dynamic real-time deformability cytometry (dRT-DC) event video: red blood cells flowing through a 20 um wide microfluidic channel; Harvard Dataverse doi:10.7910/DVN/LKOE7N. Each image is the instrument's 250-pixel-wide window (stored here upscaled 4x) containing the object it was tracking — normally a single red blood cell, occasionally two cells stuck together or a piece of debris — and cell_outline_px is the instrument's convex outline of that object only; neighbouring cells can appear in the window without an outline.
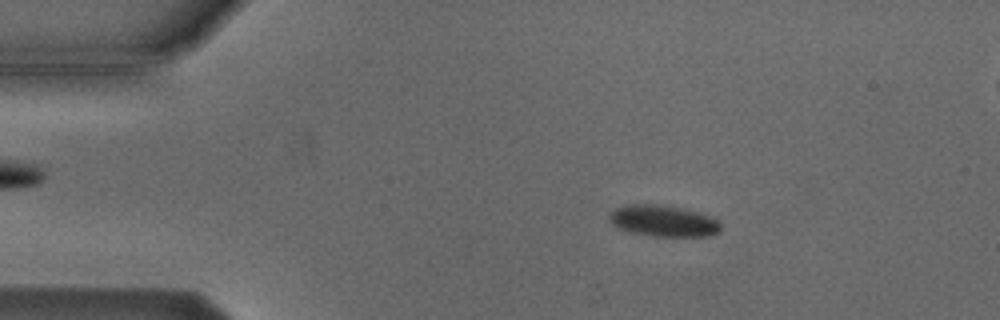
{"species": "Egyptian fruit bat (a non-hibernating species)", "species_latin": "Rousettus aegyptiacus", "temperature_condition": "cold", "stored_images_in_passage": 7, "camera_frame_rate_fps": 3000, "um_per_image_px": 0.085, "animal": {"sex": "male"}, "frame": {"image": 1, "passage_image": 2, "time_ms": 1.0, "image_size_px": [1000, 320], "cell_outline_px": [[720, 232], [708, 236], [652, 236], [632, 232], [616, 228], [608, 220], [608, 216], [616, 208], [628, 204], [656, 204], [680, 208], [696, 212], [708, 216], [716, 220], [720, 224]], "centroid_in_image_um": [56.33, 18.78], "position_along_channel_um": 28.7, "area_um2": 20.17}}
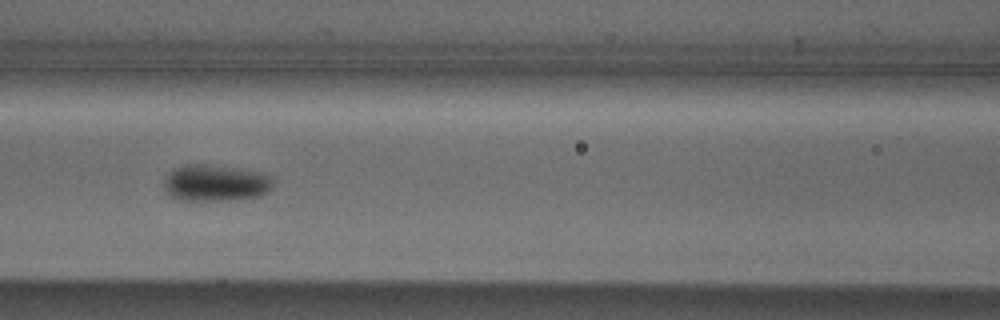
{"frame": {"image": 2, "passage_image": 6, "time_ms": 5.667, "image_size_px": [1000, 320], "cell_outline_px": [[272, 184], [268, 192], [260, 196], [228, 200], [180, 200], [168, 196], [164, 188], [164, 180], [168, 172], [172, 168], [184, 164], [216, 164], [240, 168], [260, 172], [272, 176]], "centroid_in_image_um": [18.28, 15.53], "position_along_channel_um": 148.3, "area_um2": 23.76}}
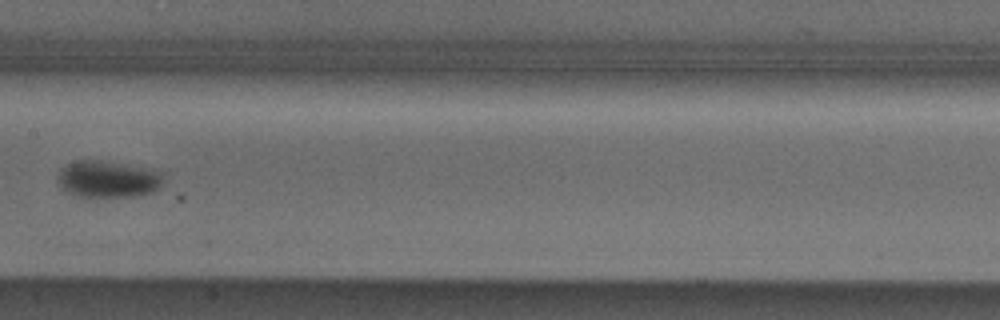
{"frame": {"image": 3, "passage_image": 7, "time_ms": 7.0, "image_size_px": [1000, 320], "cell_outline_px": [[168, 172], [160, 188], [152, 192], [132, 196], [80, 196], [68, 192], [60, 184], [60, 168], [68, 164], [80, 160], [100, 160]], "centroid_in_image_um": [9.28, 15.21], "position_along_channel_um": 198.1, "area_um2": 22.43}}